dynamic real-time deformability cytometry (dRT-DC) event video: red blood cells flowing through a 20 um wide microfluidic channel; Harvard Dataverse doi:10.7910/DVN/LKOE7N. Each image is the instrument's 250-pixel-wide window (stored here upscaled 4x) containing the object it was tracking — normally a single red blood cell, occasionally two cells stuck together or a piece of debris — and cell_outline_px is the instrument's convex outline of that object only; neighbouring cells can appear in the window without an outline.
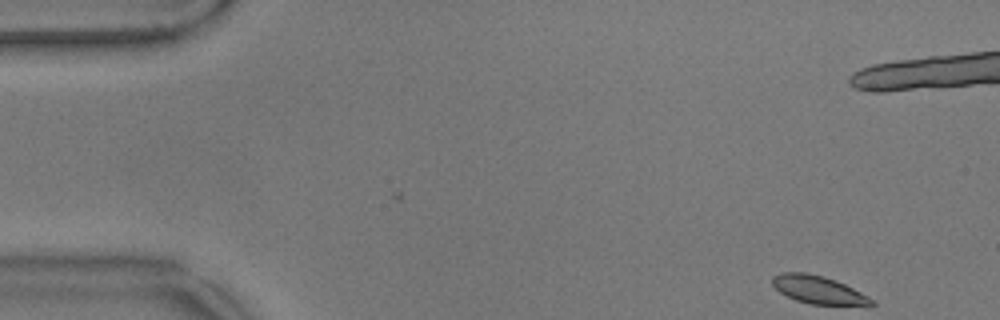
{"species": "common noctule bat (a hibernating species)", "species_latin": "Nyctalus noctula", "temperature_condition": "warm", "stored_images_in_passage": 2, "camera_frame_rate_fps": 3000, "um_per_image_px": 0.085, "animal": {"sex": "male", "body_mass_g": 17.9}, "frame": {"image": 1, "passage_image": 2, "time_ms": 0.333, "image_size_px": [1000, 320], "cell_outline_px": [[876, 304], [808, 304], [796, 300], [780, 292], [772, 284], [772, 276], [780, 272], [804, 272], [824, 276], [836, 280], [876, 300]], "centroid_in_image_um": [69.51, 24.61], "position_along_channel_um": 15.5, "area_um2": 15.9}}